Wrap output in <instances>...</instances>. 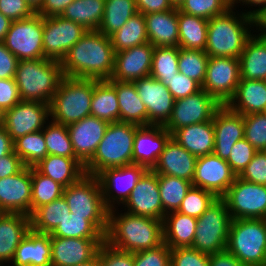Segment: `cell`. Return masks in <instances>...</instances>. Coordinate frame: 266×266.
<instances>
[{
    "label": "cell",
    "instance_id": "6da1fadb",
    "mask_svg": "<svg viewBox=\"0 0 266 266\" xmlns=\"http://www.w3.org/2000/svg\"><path fill=\"white\" fill-rule=\"evenodd\" d=\"M115 51L110 38L88 30L61 61L64 77L109 80L114 70Z\"/></svg>",
    "mask_w": 266,
    "mask_h": 266
},
{
    "label": "cell",
    "instance_id": "7a4b0ae2",
    "mask_svg": "<svg viewBox=\"0 0 266 266\" xmlns=\"http://www.w3.org/2000/svg\"><path fill=\"white\" fill-rule=\"evenodd\" d=\"M105 242L115 249L131 253L156 248L164 243L162 220L112 209Z\"/></svg>",
    "mask_w": 266,
    "mask_h": 266
},
{
    "label": "cell",
    "instance_id": "3957f363",
    "mask_svg": "<svg viewBox=\"0 0 266 266\" xmlns=\"http://www.w3.org/2000/svg\"><path fill=\"white\" fill-rule=\"evenodd\" d=\"M235 10L236 5H233L208 20L205 52L209 57L239 58L246 41L255 32V18Z\"/></svg>",
    "mask_w": 266,
    "mask_h": 266
},
{
    "label": "cell",
    "instance_id": "277c9868",
    "mask_svg": "<svg viewBox=\"0 0 266 266\" xmlns=\"http://www.w3.org/2000/svg\"><path fill=\"white\" fill-rule=\"evenodd\" d=\"M63 77L59 61L23 59L17 63L15 81L22 101L50 104Z\"/></svg>",
    "mask_w": 266,
    "mask_h": 266
},
{
    "label": "cell",
    "instance_id": "5b68a950",
    "mask_svg": "<svg viewBox=\"0 0 266 266\" xmlns=\"http://www.w3.org/2000/svg\"><path fill=\"white\" fill-rule=\"evenodd\" d=\"M140 126L133 123H109L85 173L96 176L103 169L133 164L134 135Z\"/></svg>",
    "mask_w": 266,
    "mask_h": 266
},
{
    "label": "cell",
    "instance_id": "8992f818",
    "mask_svg": "<svg viewBox=\"0 0 266 266\" xmlns=\"http://www.w3.org/2000/svg\"><path fill=\"white\" fill-rule=\"evenodd\" d=\"M94 79L63 77L52 97L50 120L68 126L91 115Z\"/></svg>",
    "mask_w": 266,
    "mask_h": 266
},
{
    "label": "cell",
    "instance_id": "52a82bcc",
    "mask_svg": "<svg viewBox=\"0 0 266 266\" xmlns=\"http://www.w3.org/2000/svg\"><path fill=\"white\" fill-rule=\"evenodd\" d=\"M226 249L242 264L266 266V219H232Z\"/></svg>",
    "mask_w": 266,
    "mask_h": 266
},
{
    "label": "cell",
    "instance_id": "ba28073f",
    "mask_svg": "<svg viewBox=\"0 0 266 266\" xmlns=\"http://www.w3.org/2000/svg\"><path fill=\"white\" fill-rule=\"evenodd\" d=\"M63 196L71 213L86 216L104 236L108 230L109 210L105 207L99 180L85 174L64 188Z\"/></svg>",
    "mask_w": 266,
    "mask_h": 266
},
{
    "label": "cell",
    "instance_id": "9c48e42d",
    "mask_svg": "<svg viewBox=\"0 0 266 266\" xmlns=\"http://www.w3.org/2000/svg\"><path fill=\"white\" fill-rule=\"evenodd\" d=\"M231 220L226 202L222 198H217L197 218L194 242L191 247L208 255L226 250Z\"/></svg>",
    "mask_w": 266,
    "mask_h": 266
},
{
    "label": "cell",
    "instance_id": "30bf717a",
    "mask_svg": "<svg viewBox=\"0 0 266 266\" xmlns=\"http://www.w3.org/2000/svg\"><path fill=\"white\" fill-rule=\"evenodd\" d=\"M231 219H266V186L236 176L234 183L221 197Z\"/></svg>",
    "mask_w": 266,
    "mask_h": 266
},
{
    "label": "cell",
    "instance_id": "8fae6325",
    "mask_svg": "<svg viewBox=\"0 0 266 266\" xmlns=\"http://www.w3.org/2000/svg\"><path fill=\"white\" fill-rule=\"evenodd\" d=\"M3 43L18 60L45 58L43 17L35 13L30 18L12 21Z\"/></svg>",
    "mask_w": 266,
    "mask_h": 266
},
{
    "label": "cell",
    "instance_id": "7c38bea8",
    "mask_svg": "<svg viewBox=\"0 0 266 266\" xmlns=\"http://www.w3.org/2000/svg\"><path fill=\"white\" fill-rule=\"evenodd\" d=\"M148 169L138 164L103 169L96 177L99 180L105 207L110 211L121 206L129 198L139 179Z\"/></svg>",
    "mask_w": 266,
    "mask_h": 266
},
{
    "label": "cell",
    "instance_id": "4fadbf2b",
    "mask_svg": "<svg viewBox=\"0 0 266 266\" xmlns=\"http://www.w3.org/2000/svg\"><path fill=\"white\" fill-rule=\"evenodd\" d=\"M240 82V61L235 57H209L204 83L205 90L221 105L233 98Z\"/></svg>",
    "mask_w": 266,
    "mask_h": 266
},
{
    "label": "cell",
    "instance_id": "5bb4252c",
    "mask_svg": "<svg viewBox=\"0 0 266 266\" xmlns=\"http://www.w3.org/2000/svg\"><path fill=\"white\" fill-rule=\"evenodd\" d=\"M88 30L62 16L43 17V51L46 59L61 62Z\"/></svg>",
    "mask_w": 266,
    "mask_h": 266
},
{
    "label": "cell",
    "instance_id": "9a60e30c",
    "mask_svg": "<svg viewBox=\"0 0 266 266\" xmlns=\"http://www.w3.org/2000/svg\"><path fill=\"white\" fill-rule=\"evenodd\" d=\"M221 106L215 98L201 89L193 95L175 100L171 117L164 128L172 134L181 127L210 121Z\"/></svg>",
    "mask_w": 266,
    "mask_h": 266
},
{
    "label": "cell",
    "instance_id": "2e32d148",
    "mask_svg": "<svg viewBox=\"0 0 266 266\" xmlns=\"http://www.w3.org/2000/svg\"><path fill=\"white\" fill-rule=\"evenodd\" d=\"M49 118V104L21 100L4 112L3 127L14 141L26 134L43 130Z\"/></svg>",
    "mask_w": 266,
    "mask_h": 266
},
{
    "label": "cell",
    "instance_id": "e0dca14e",
    "mask_svg": "<svg viewBox=\"0 0 266 266\" xmlns=\"http://www.w3.org/2000/svg\"><path fill=\"white\" fill-rule=\"evenodd\" d=\"M134 85L147 109V126H164L171 117L175 102L167 86L151 76L134 81Z\"/></svg>",
    "mask_w": 266,
    "mask_h": 266
},
{
    "label": "cell",
    "instance_id": "ac0fdd59",
    "mask_svg": "<svg viewBox=\"0 0 266 266\" xmlns=\"http://www.w3.org/2000/svg\"><path fill=\"white\" fill-rule=\"evenodd\" d=\"M235 178L236 174L227 161L212 153L197 157L192 186L213 192L221 198Z\"/></svg>",
    "mask_w": 266,
    "mask_h": 266
},
{
    "label": "cell",
    "instance_id": "d6986e66",
    "mask_svg": "<svg viewBox=\"0 0 266 266\" xmlns=\"http://www.w3.org/2000/svg\"><path fill=\"white\" fill-rule=\"evenodd\" d=\"M126 212L163 221L164 210L160 198L158 175L147 170L139 179L129 198L123 204Z\"/></svg>",
    "mask_w": 266,
    "mask_h": 266
},
{
    "label": "cell",
    "instance_id": "ffe728a7",
    "mask_svg": "<svg viewBox=\"0 0 266 266\" xmlns=\"http://www.w3.org/2000/svg\"><path fill=\"white\" fill-rule=\"evenodd\" d=\"M31 167L0 179V209L4 213L31 214Z\"/></svg>",
    "mask_w": 266,
    "mask_h": 266
},
{
    "label": "cell",
    "instance_id": "44dd1931",
    "mask_svg": "<svg viewBox=\"0 0 266 266\" xmlns=\"http://www.w3.org/2000/svg\"><path fill=\"white\" fill-rule=\"evenodd\" d=\"M153 52L154 46L149 42L116 52L109 80L134 82L150 76Z\"/></svg>",
    "mask_w": 266,
    "mask_h": 266
},
{
    "label": "cell",
    "instance_id": "7402d4cb",
    "mask_svg": "<svg viewBox=\"0 0 266 266\" xmlns=\"http://www.w3.org/2000/svg\"><path fill=\"white\" fill-rule=\"evenodd\" d=\"M105 239L50 236L51 266H77L92 260Z\"/></svg>",
    "mask_w": 266,
    "mask_h": 266
},
{
    "label": "cell",
    "instance_id": "603a6c76",
    "mask_svg": "<svg viewBox=\"0 0 266 266\" xmlns=\"http://www.w3.org/2000/svg\"><path fill=\"white\" fill-rule=\"evenodd\" d=\"M108 125L90 115L67 126L75 156L84 166L92 159Z\"/></svg>",
    "mask_w": 266,
    "mask_h": 266
},
{
    "label": "cell",
    "instance_id": "cb8c5ba5",
    "mask_svg": "<svg viewBox=\"0 0 266 266\" xmlns=\"http://www.w3.org/2000/svg\"><path fill=\"white\" fill-rule=\"evenodd\" d=\"M214 154L227 160L234 144L244 138V116L222 105L213 117Z\"/></svg>",
    "mask_w": 266,
    "mask_h": 266
},
{
    "label": "cell",
    "instance_id": "d4e9b609",
    "mask_svg": "<svg viewBox=\"0 0 266 266\" xmlns=\"http://www.w3.org/2000/svg\"><path fill=\"white\" fill-rule=\"evenodd\" d=\"M170 137L163 125L140 126L134 135L133 164L152 170Z\"/></svg>",
    "mask_w": 266,
    "mask_h": 266
},
{
    "label": "cell",
    "instance_id": "484cf974",
    "mask_svg": "<svg viewBox=\"0 0 266 266\" xmlns=\"http://www.w3.org/2000/svg\"><path fill=\"white\" fill-rule=\"evenodd\" d=\"M196 160L195 155L189 153L170 137L152 170L157 175L175 176L192 183Z\"/></svg>",
    "mask_w": 266,
    "mask_h": 266
},
{
    "label": "cell",
    "instance_id": "4316f807",
    "mask_svg": "<svg viewBox=\"0 0 266 266\" xmlns=\"http://www.w3.org/2000/svg\"><path fill=\"white\" fill-rule=\"evenodd\" d=\"M30 230L28 215L3 213L0 216V266H4L5 263H8V266L11 264L17 246Z\"/></svg>",
    "mask_w": 266,
    "mask_h": 266
},
{
    "label": "cell",
    "instance_id": "83f0119b",
    "mask_svg": "<svg viewBox=\"0 0 266 266\" xmlns=\"http://www.w3.org/2000/svg\"><path fill=\"white\" fill-rule=\"evenodd\" d=\"M144 17L149 43L154 47H179L178 7Z\"/></svg>",
    "mask_w": 266,
    "mask_h": 266
},
{
    "label": "cell",
    "instance_id": "f1b7e54d",
    "mask_svg": "<svg viewBox=\"0 0 266 266\" xmlns=\"http://www.w3.org/2000/svg\"><path fill=\"white\" fill-rule=\"evenodd\" d=\"M171 137L196 157L214 152L215 133L213 120L181 127L175 130Z\"/></svg>",
    "mask_w": 266,
    "mask_h": 266
},
{
    "label": "cell",
    "instance_id": "f546056e",
    "mask_svg": "<svg viewBox=\"0 0 266 266\" xmlns=\"http://www.w3.org/2000/svg\"><path fill=\"white\" fill-rule=\"evenodd\" d=\"M11 266H51L50 234L30 230L16 248Z\"/></svg>",
    "mask_w": 266,
    "mask_h": 266
},
{
    "label": "cell",
    "instance_id": "4dcf8cb0",
    "mask_svg": "<svg viewBox=\"0 0 266 266\" xmlns=\"http://www.w3.org/2000/svg\"><path fill=\"white\" fill-rule=\"evenodd\" d=\"M227 106L242 115L264 113L266 110L265 80H240Z\"/></svg>",
    "mask_w": 266,
    "mask_h": 266
},
{
    "label": "cell",
    "instance_id": "1f68e13d",
    "mask_svg": "<svg viewBox=\"0 0 266 266\" xmlns=\"http://www.w3.org/2000/svg\"><path fill=\"white\" fill-rule=\"evenodd\" d=\"M252 34L245 43L240 61V80H265L266 37Z\"/></svg>",
    "mask_w": 266,
    "mask_h": 266
},
{
    "label": "cell",
    "instance_id": "d6a6232c",
    "mask_svg": "<svg viewBox=\"0 0 266 266\" xmlns=\"http://www.w3.org/2000/svg\"><path fill=\"white\" fill-rule=\"evenodd\" d=\"M34 168L64 187L77 182L85 175L84 165L77 158L47 155Z\"/></svg>",
    "mask_w": 266,
    "mask_h": 266
},
{
    "label": "cell",
    "instance_id": "836d02e7",
    "mask_svg": "<svg viewBox=\"0 0 266 266\" xmlns=\"http://www.w3.org/2000/svg\"><path fill=\"white\" fill-rule=\"evenodd\" d=\"M108 81L116 90L120 110V122L147 126V109L137 94L134 82Z\"/></svg>",
    "mask_w": 266,
    "mask_h": 266
},
{
    "label": "cell",
    "instance_id": "e575fe53",
    "mask_svg": "<svg viewBox=\"0 0 266 266\" xmlns=\"http://www.w3.org/2000/svg\"><path fill=\"white\" fill-rule=\"evenodd\" d=\"M162 224L163 241L170 248L192 246L197 227V218L174 211L164 216Z\"/></svg>",
    "mask_w": 266,
    "mask_h": 266
},
{
    "label": "cell",
    "instance_id": "d590c367",
    "mask_svg": "<svg viewBox=\"0 0 266 266\" xmlns=\"http://www.w3.org/2000/svg\"><path fill=\"white\" fill-rule=\"evenodd\" d=\"M91 116L100 118L108 123L120 122L116 90L108 80L94 79Z\"/></svg>",
    "mask_w": 266,
    "mask_h": 266
},
{
    "label": "cell",
    "instance_id": "8d00e7d4",
    "mask_svg": "<svg viewBox=\"0 0 266 266\" xmlns=\"http://www.w3.org/2000/svg\"><path fill=\"white\" fill-rule=\"evenodd\" d=\"M208 20L178 9L179 48L205 51Z\"/></svg>",
    "mask_w": 266,
    "mask_h": 266
},
{
    "label": "cell",
    "instance_id": "74e56055",
    "mask_svg": "<svg viewBox=\"0 0 266 266\" xmlns=\"http://www.w3.org/2000/svg\"><path fill=\"white\" fill-rule=\"evenodd\" d=\"M105 9V0H74L61 16L84 26L87 30H98Z\"/></svg>",
    "mask_w": 266,
    "mask_h": 266
},
{
    "label": "cell",
    "instance_id": "f35d334b",
    "mask_svg": "<svg viewBox=\"0 0 266 266\" xmlns=\"http://www.w3.org/2000/svg\"><path fill=\"white\" fill-rule=\"evenodd\" d=\"M70 212L64 196L35 209L30 214L31 230L50 234Z\"/></svg>",
    "mask_w": 266,
    "mask_h": 266
},
{
    "label": "cell",
    "instance_id": "ab89813d",
    "mask_svg": "<svg viewBox=\"0 0 266 266\" xmlns=\"http://www.w3.org/2000/svg\"><path fill=\"white\" fill-rule=\"evenodd\" d=\"M109 38L115 53L147 43L148 37L144 15L137 12Z\"/></svg>",
    "mask_w": 266,
    "mask_h": 266
},
{
    "label": "cell",
    "instance_id": "60d3db41",
    "mask_svg": "<svg viewBox=\"0 0 266 266\" xmlns=\"http://www.w3.org/2000/svg\"><path fill=\"white\" fill-rule=\"evenodd\" d=\"M136 13L135 0H105L104 16L98 31L109 37Z\"/></svg>",
    "mask_w": 266,
    "mask_h": 266
},
{
    "label": "cell",
    "instance_id": "b9f144b4",
    "mask_svg": "<svg viewBox=\"0 0 266 266\" xmlns=\"http://www.w3.org/2000/svg\"><path fill=\"white\" fill-rule=\"evenodd\" d=\"M158 185L165 216L167 213L178 211L192 183L175 176L158 175Z\"/></svg>",
    "mask_w": 266,
    "mask_h": 266
},
{
    "label": "cell",
    "instance_id": "7bdbcfd3",
    "mask_svg": "<svg viewBox=\"0 0 266 266\" xmlns=\"http://www.w3.org/2000/svg\"><path fill=\"white\" fill-rule=\"evenodd\" d=\"M14 152L26 167H34L47 155L43 130L32 132L14 140Z\"/></svg>",
    "mask_w": 266,
    "mask_h": 266
},
{
    "label": "cell",
    "instance_id": "ee69618b",
    "mask_svg": "<svg viewBox=\"0 0 266 266\" xmlns=\"http://www.w3.org/2000/svg\"><path fill=\"white\" fill-rule=\"evenodd\" d=\"M61 238L105 239V236L89 221L86 216L67 212L66 217L50 233Z\"/></svg>",
    "mask_w": 266,
    "mask_h": 266
},
{
    "label": "cell",
    "instance_id": "f6af8a7d",
    "mask_svg": "<svg viewBox=\"0 0 266 266\" xmlns=\"http://www.w3.org/2000/svg\"><path fill=\"white\" fill-rule=\"evenodd\" d=\"M32 193H31V213L48 203L63 196L64 186L49 177L39 173L31 167Z\"/></svg>",
    "mask_w": 266,
    "mask_h": 266
},
{
    "label": "cell",
    "instance_id": "bcb514c9",
    "mask_svg": "<svg viewBox=\"0 0 266 266\" xmlns=\"http://www.w3.org/2000/svg\"><path fill=\"white\" fill-rule=\"evenodd\" d=\"M208 60L209 56L203 50L179 48L178 71L202 87L206 77Z\"/></svg>",
    "mask_w": 266,
    "mask_h": 266
},
{
    "label": "cell",
    "instance_id": "7dc6e473",
    "mask_svg": "<svg viewBox=\"0 0 266 266\" xmlns=\"http://www.w3.org/2000/svg\"><path fill=\"white\" fill-rule=\"evenodd\" d=\"M48 155L76 158L67 126L49 121L43 129Z\"/></svg>",
    "mask_w": 266,
    "mask_h": 266
},
{
    "label": "cell",
    "instance_id": "c3c4849f",
    "mask_svg": "<svg viewBox=\"0 0 266 266\" xmlns=\"http://www.w3.org/2000/svg\"><path fill=\"white\" fill-rule=\"evenodd\" d=\"M179 47H154L150 76L163 81L178 73Z\"/></svg>",
    "mask_w": 266,
    "mask_h": 266
},
{
    "label": "cell",
    "instance_id": "681fc988",
    "mask_svg": "<svg viewBox=\"0 0 266 266\" xmlns=\"http://www.w3.org/2000/svg\"><path fill=\"white\" fill-rule=\"evenodd\" d=\"M218 197L208 190L191 186L183 199L178 212L199 218Z\"/></svg>",
    "mask_w": 266,
    "mask_h": 266
},
{
    "label": "cell",
    "instance_id": "f907efd6",
    "mask_svg": "<svg viewBox=\"0 0 266 266\" xmlns=\"http://www.w3.org/2000/svg\"><path fill=\"white\" fill-rule=\"evenodd\" d=\"M232 6L231 0H184L178 9L184 13L210 20Z\"/></svg>",
    "mask_w": 266,
    "mask_h": 266
},
{
    "label": "cell",
    "instance_id": "816d5d0a",
    "mask_svg": "<svg viewBox=\"0 0 266 266\" xmlns=\"http://www.w3.org/2000/svg\"><path fill=\"white\" fill-rule=\"evenodd\" d=\"M243 116L244 138L257 151H266V116L263 113Z\"/></svg>",
    "mask_w": 266,
    "mask_h": 266
},
{
    "label": "cell",
    "instance_id": "f5cc1de1",
    "mask_svg": "<svg viewBox=\"0 0 266 266\" xmlns=\"http://www.w3.org/2000/svg\"><path fill=\"white\" fill-rule=\"evenodd\" d=\"M258 151L245 139L237 141L226 160L231 170L238 176Z\"/></svg>",
    "mask_w": 266,
    "mask_h": 266
},
{
    "label": "cell",
    "instance_id": "db71d44e",
    "mask_svg": "<svg viewBox=\"0 0 266 266\" xmlns=\"http://www.w3.org/2000/svg\"><path fill=\"white\" fill-rule=\"evenodd\" d=\"M171 251L165 243L134 253V266H170Z\"/></svg>",
    "mask_w": 266,
    "mask_h": 266
},
{
    "label": "cell",
    "instance_id": "11a10c76",
    "mask_svg": "<svg viewBox=\"0 0 266 266\" xmlns=\"http://www.w3.org/2000/svg\"><path fill=\"white\" fill-rule=\"evenodd\" d=\"M170 266H210L209 255L192 247L170 248Z\"/></svg>",
    "mask_w": 266,
    "mask_h": 266
},
{
    "label": "cell",
    "instance_id": "9f6ffc18",
    "mask_svg": "<svg viewBox=\"0 0 266 266\" xmlns=\"http://www.w3.org/2000/svg\"><path fill=\"white\" fill-rule=\"evenodd\" d=\"M97 254L100 266H134V253L115 249L105 241Z\"/></svg>",
    "mask_w": 266,
    "mask_h": 266
},
{
    "label": "cell",
    "instance_id": "6f0895ef",
    "mask_svg": "<svg viewBox=\"0 0 266 266\" xmlns=\"http://www.w3.org/2000/svg\"><path fill=\"white\" fill-rule=\"evenodd\" d=\"M161 82L167 86L175 100L193 95L201 90V86L196 81L180 72L176 73L172 78L164 79Z\"/></svg>",
    "mask_w": 266,
    "mask_h": 266
},
{
    "label": "cell",
    "instance_id": "680465c9",
    "mask_svg": "<svg viewBox=\"0 0 266 266\" xmlns=\"http://www.w3.org/2000/svg\"><path fill=\"white\" fill-rule=\"evenodd\" d=\"M238 177L248 182L266 186V151H258Z\"/></svg>",
    "mask_w": 266,
    "mask_h": 266
},
{
    "label": "cell",
    "instance_id": "91938a15",
    "mask_svg": "<svg viewBox=\"0 0 266 266\" xmlns=\"http://www.w3.org/2000/svg\"><path fill=\"white\" fill-rule=\"evenodd\" d=\"M0 12L12 21L27 19L35 14L25 0H0Z\"/></svg>",
    "mask_w": 266,
    "mask_h": 266
},
{
    "label": "cell",
    "instance_id": "94428289",
    "mask_svg": "<svg viewBox=\"0 0 266 266\" xmlns=\"http://www.w3.org/2000/svg\"><path fill=\"white\" fill-rule=\"evenodd\" d=\"M20 101L15 78L0 79V109L5 112Z\"/></svg>",
    "mask_w": 266,
    "mask_h": 266
},
{
    "label": "cell",
    "instance_id": "6125c7cd",
    "mask_svg": "<svg viewBox=\"0 0 266 266\" xmlns=\"http://www.w3.org/2000/svg\"><path fill=\"white\" fill-rule=\"evenodd\" d=\"M18 59L0 42V79L15 78Z\"/></svg>",
    "mask_w": 266,
    "mask_h": 266
},
{
    "label": "cell",
    "instance_id": "be15d7a7",
    "mask_svg": "<svg viewBox=\"0 0 266 266\" xmlns=\"http://www.w3.org/2000/svg\"><path fill=\"white\" fill-rule=\"evenodd\" d=\"M25 165L15 152L0 158V179L15 175L20 172Z\"/></svg>",
    "mask_w": 266,
    "mask_h": 266
},
{
    "label": "cell",
    "instance_id": "e7e4bbea",
    "mask_svg": "<svg viewBox=\"0 0 266 266\" xmlns=\"http://www.w3.org/2000/svg\"><path fill=\"white\" fill-rule=\"evenodd\" d=\"M138 13L150 14L174 9L170 0H135Z\"/></svg>",
    "mask_w": 266,
    "mask_h": 266
},
{
    "label": "cell",
    "instance_id": "03108f58",
    "mask_svg": "<svg viewBox=\"0 0 266 266\" xmlns=\"http://www.w3.org/2000/svg\"><path fill=\"white\" fill-rule=\"evenodd\" d=\"M74 0H43L41 8L36 14L42 17L61 16L65 8Z\"/></svg>",
    "mask_w": 266,
    "mask_h": 266
},
{
    "label": "cell",
    "instance_id": "003e7915",
    "mask_svg": "<svg viewBox=\"0 0 266 266\" xmlns=\"http://www.w3.org/2000/svg\"><path fill=\"white\" fill-rule=\"evenodd\" d=\"M209 263L210 266H247L245 264H242L227 249L215 254H210Z\"/></svg>",
    "mask_w": 266,
    "mask_h": 266
},
{
    "label": "cell",
    "instance_id": "a7ac6f4b",
    "mask_svg": "<svg viewBox=\"0 0 266 266\" xmlns=\"http://www.w3.org/2000/svg\"><path fill=\"white\" fill-rule=\"evenodd\" d=\"M238 3H240V4L242 3L241 5L245 4V6L250 5V6H248V8L249 7L251 8V6H252V8H253V6L255 8L258 7L254 10H251V9L249 11H248V9L244 10L245 14H247L253 18H256L257 16H259L266 9V0H235L233 2V5H235V4L237 5Z\"/></svg>",
    "mask_w": 266,
    "mask_h": 266
},
{
    "label": "cell",
    "instance_id": "89a4df30",
    "mask_svg": "<svg viewBox=\"0 0 266 266\" xmlns=\"http://www.w3.org/2000/svg\"><path fill=\"white\" fill-rule=\"evenodd\" d=\"M13 151L14 141L5 128L0 127V158L12 153Z\"/></svg>",
    "mask_w": 266,
    "mask_h": 266
},
{
    "label": "cell",
    "instance_id": "2644e50d",
    "mask_svg": "<svg viewBox=\"0 0 266 266\" xmlns=\"http://www.w3.org/2000/svg\"><path fill=\"white\" fill-rule=\"evenodd\" d=\"M255 32H261L260 35L266 37V9L255 18Z\"/></svg>",
    "mask_w": 266,
    "mask_h": 266
},
{
    "label": "cell",
    "instance_id": "8c879c8a",
    "mask_svg": "<svg viewBox=\"0 0 266 266\" xmlns=\"http://www.w3.org/2000/svg\"><path fill=\"white\" fill-rule=\"evenodd\" d=\"M11 23H12V20H10L8 17L4 16L0 12V42H3L10 28Z\"/></svg>",
    "mask_w": 266,
    "mask_h": 266
},
{
    "label": "cell",
    "instance_id": "753ad0ef",
    "mask_svg": "<svg viewBox=\"0 0 266 266\" xmlns=\"http://www.w3.org/2000/svg\"><path fill=\"white\" fill-rule=\"evenodd\" d=\"M30 8L36 13L42 6L43 0H25Z\"/></svg>",
    "mask_w": 266,
    "mask_h": 266
},
{
    "label": "cell",
    "instance_id": "34e18365",
    "mask_svg": "<svg viewBox=\"0 0 266 266\" xmlns=\"http://www.w3.org/2000/svg\"><path fill=\"white\" fill-rule=\"evenodd\" d=\"M77 266H100L98 254L92 260L85 262V263H82V264L77 265Z\"/></svg>",
    "mask_w": 266,
    "mask_h": 266
},
{
    "label": "cell",
    "instance_id": "11e5206c",
    "mask_svg": "<svg viewBox=\"0 0 266 266\" xmlns=\"http://www.w3.org/2000/svg\"><path fill=\"white\" fill-rule=\"evenodd\" d=\"M174 7H179L184 0H170Z\"/></svg>",
    "mask_w": 266,
    "mask_h": 266
},
{
    "label": "cell",
    "instance_id": "2a66077c",
    "mask_svg": "<svg viewBox=\"0 0 266 266\" xmlns=\"http://www.w3.org/2000/svg\"><path fill=\"white\" fill-rule=\"evenodd\" d=\"M4 126V112L0 109V127Z\"/></svg>",
    "mask_w": 266,
    "mask_h": 266
},
{
    "label": "cell",
    "instance_id": "b9fcfbb0",
    "mask_svg": "<svg viewBox=\"0 0 266 266\" xmlns=\"http://www.w3.org/2000/svg\"><path fill=\"white\" fill-rule=\"evenodd\" d=\"M4 212L0 209V216L3 214Z\"/></svg>",
    "mask_w": 266,
    "mask_h": 266
}]
</instances>
